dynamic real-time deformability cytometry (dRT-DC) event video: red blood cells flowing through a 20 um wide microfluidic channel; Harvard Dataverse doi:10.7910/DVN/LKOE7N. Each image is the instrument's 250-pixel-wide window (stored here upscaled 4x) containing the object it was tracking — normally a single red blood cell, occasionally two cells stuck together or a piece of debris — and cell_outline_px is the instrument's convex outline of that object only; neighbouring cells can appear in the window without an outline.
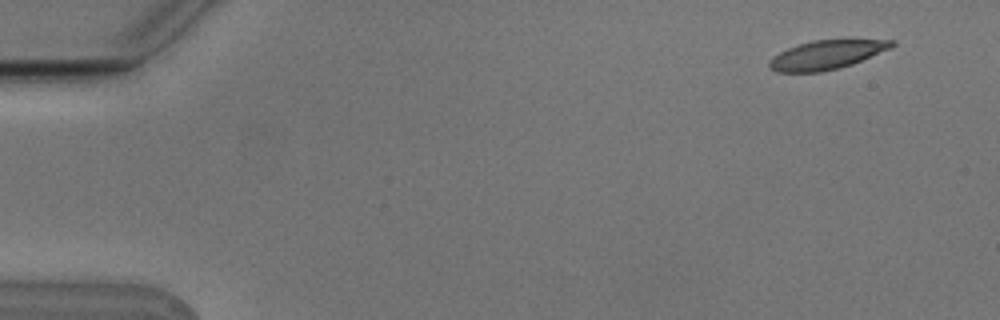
{"species": "Egyptian fruit bat (a non-hibernating species)", "species_latin": "Rousettus aegyptiacus", "temperature_condition": "cold", "stored_images_in_passage": 9, "camera_frame_rate_fps": 3000, "um_per_image_px": 0.085, "animal": {"sex": "male"}, "frame": {"image": 1, "passage_image": 1, "time_ms": 0.0, "image_size_px": [1000, 320], "cell_outline_px": [[896, 44], [892, 48], [852, 64], [820, 72], [776, 72], [768, 64], [768, 60], [772, 56], [788, 48], [812, 40], [848, 36], [852, 36], [896, 40]], "centroid_in_image_um": [70.39, 4.58], "position_along_channel_um": 14.6, "area_um2": 21.73}}
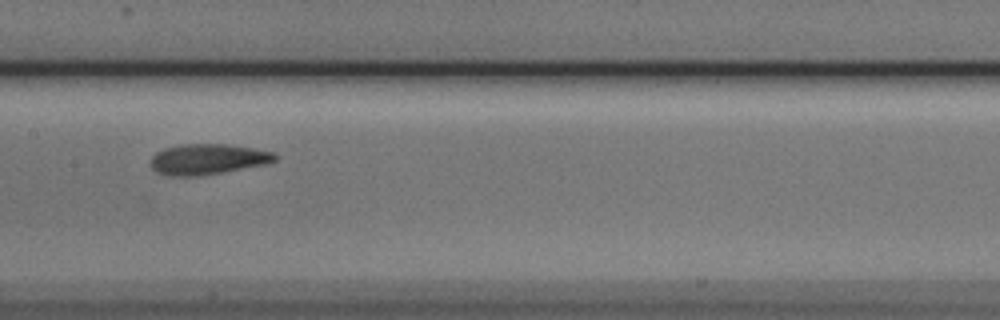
{"frame": {"image": 2, "passage_image": 8, "time_ms": 2.333, "image_size_px": [1000, 320], "cell_outline_px": [[280, 156], [276, 160], [268, 164], [200, 176], [168, 176], [156, 172], [152, 168], [152, 156], [156, 152], [164, 148], [180, 144], [228, 144], [252, 148], [272, 152]], "centroid_in_image_um": [17.67, 13.53], "position_along_channel_um": 189.7, "area_um2": 22.31}}
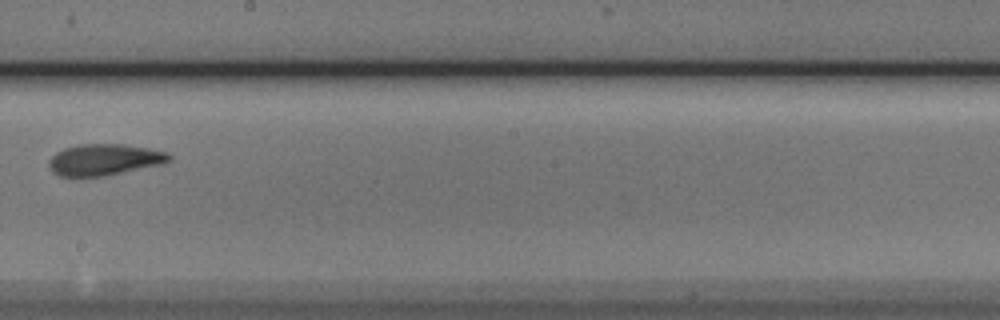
{"frame": {"image": 3, "passage_image": 9, "time_ms": 2.667, "image_size_px": [1000, 320], "cell_outline_px": [[172, 160], [160, 164], [104, 176], [60, 176], [52, 172], [48, 164], [48, 160], [56, 152], [64, 148], [76, 144], [124, 144], [148, 148], [168, 152], [172, 156]], "centroid_in_image_um": [8.85, 13.56], "position_along_channel_um": 239.3, "area_um2": 21.96}}